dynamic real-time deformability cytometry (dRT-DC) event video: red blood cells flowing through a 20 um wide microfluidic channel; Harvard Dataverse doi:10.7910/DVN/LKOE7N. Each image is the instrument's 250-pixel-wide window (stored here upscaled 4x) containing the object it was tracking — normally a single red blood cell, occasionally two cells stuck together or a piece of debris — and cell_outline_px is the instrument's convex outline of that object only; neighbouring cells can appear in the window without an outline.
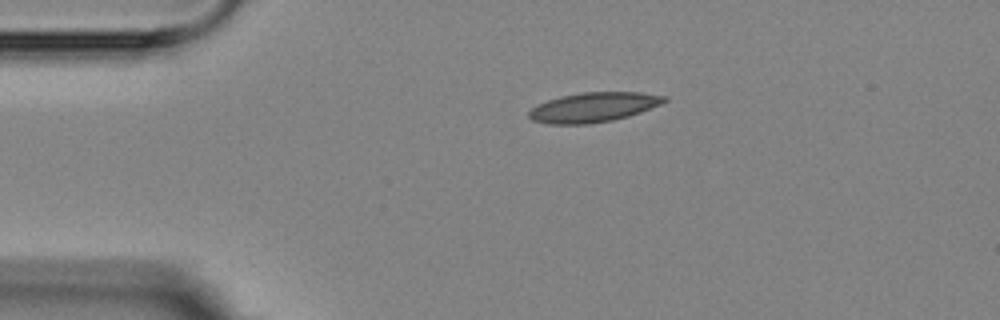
{"species": "Egyptian fruit bat (a non-hibernating species)", "species_latin": "Rousettus aegyptiacus", "temperature_condition": "room temperature", "stored_images_in_passage": 3, "camera_frame_rate_fps": 3000, "um_per_image_px": 0.085, "animal": {"sex": "female"}, "frame": {"image": 1, "passage_image": 3, "time_ms": 3.333, "image_size_px": [1000, 320], "cell_outline_px": [[668, 100], [660, 104], [640, 112], [628, 116], [612, 120], [588, 124], [548, 124], [532, 120], [528, 116], [528, 112], [532, 108], [548, 100], [560, 96], [580, 92], [640, 92], [668, 96]], "centroid_in_image_um": [50.45, 9.11], "position_along_channel_um": 34.6, "area_um2": 23.35}}